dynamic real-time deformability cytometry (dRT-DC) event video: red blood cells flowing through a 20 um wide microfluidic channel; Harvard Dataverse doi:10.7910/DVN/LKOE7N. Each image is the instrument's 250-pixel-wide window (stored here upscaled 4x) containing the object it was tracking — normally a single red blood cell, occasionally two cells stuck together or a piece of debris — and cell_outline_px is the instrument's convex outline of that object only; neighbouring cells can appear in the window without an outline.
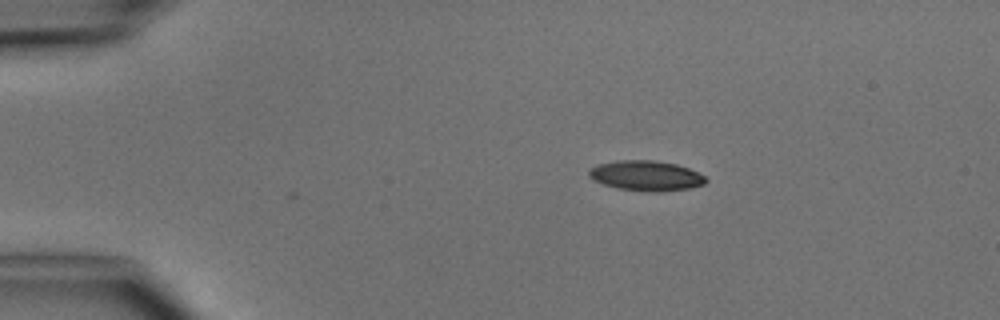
{"species": "common noctule bat (a hibernating species)", "species_latin": "Nyctalus noctula", "temperature_condition": "cold", "stored_images_in_passage": 2, "camera_frame_rate_fps": 3000, "um_per_image_px": 0.085, "animal": {"sex": "male", "body_mass_g": 15.6}, "frame": {"image": 1, "passage_image": 2, "time_ms": 1.0, "image_size_px": [1000, 320], "cell_outline_px": [[708, 180], [704, 184], [688, 188], [660, 192], [656, 192], [620, 188], [604, 184], [588, 176], [588, 172], [596, 164], [616, 160], [656, 160], [676, 164], [688, 168], [704, 176]], "centroid_in_image_um": [54.92, 14.92], "position_along_channel_um": 30.1, "area_um2": 20.29}}